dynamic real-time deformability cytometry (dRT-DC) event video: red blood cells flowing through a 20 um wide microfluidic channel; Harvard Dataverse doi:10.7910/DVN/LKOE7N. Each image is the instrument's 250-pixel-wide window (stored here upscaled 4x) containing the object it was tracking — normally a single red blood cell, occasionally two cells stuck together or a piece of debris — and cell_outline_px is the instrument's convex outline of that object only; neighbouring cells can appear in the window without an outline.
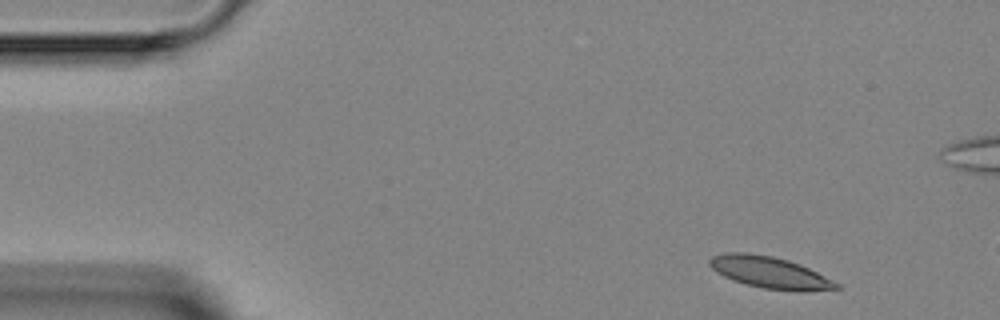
{"species": "Egyptian fruit bat (a non-hibernating species)", "species_latin": "Rousettus aegyptiacus", "temperature_condition": "room temperature", "stored_images_in_passage": 4, "camera_frame_rate_fps": 3000, "um_per_image_px": 0.085, "animal": {"sex": "female"}, "frame": {"image": 1, "passage_image": 4, "time_ms": 3.667, "image_size_px": [1000, 320], "cell_outline_px": [[844, 288], [804, 292], [800, 292], [764, 288], [744, 284], [732, 280], [716, 272], [708, 264], [708, 260], [712, 256], [728, 252], [748, 252], [772, 256], [788, 260], [800, 264], [840, 284]], "centroid_in_image_um": [65.43, 23.17], "position_along_channel_um": 19.6, "area_um2": 23.58}}